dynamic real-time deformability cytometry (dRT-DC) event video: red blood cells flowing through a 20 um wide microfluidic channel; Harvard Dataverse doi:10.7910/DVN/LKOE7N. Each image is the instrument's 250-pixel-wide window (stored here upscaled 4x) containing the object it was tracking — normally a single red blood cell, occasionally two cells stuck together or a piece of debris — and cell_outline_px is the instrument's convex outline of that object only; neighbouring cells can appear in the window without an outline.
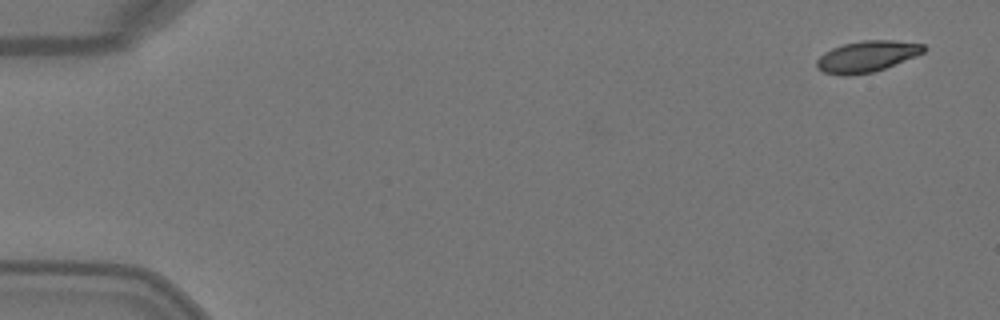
{"species": "Egyptian fruit bat (a non-hibernating species)", "species_latin": "Rousettus aegyptiacus", "temperature_condition": "warm", "stored_images_in_passage": 4, "camera_frame_rate_fps": 3000, "um_per_image_px": 0.085, "animal": {"sex": "female"}, "frame": {"image": 1, "passage_image": 1, "time_ms": 0.0, "image_size_px": [1000, 320], "cell_outline_px": [[928, 48], [924, 52], [916, 56], [884, 68], [872, 72], [824, 72], [816, 68], [816, 60], [824, 52], [832, 48], [844, 44], [864, 40], [892, 40], [924, 44]], "centroid_in_image_um": [73.75, 4.74], "position_along_channel_um": 11.3, "area_um2": 18.67}}
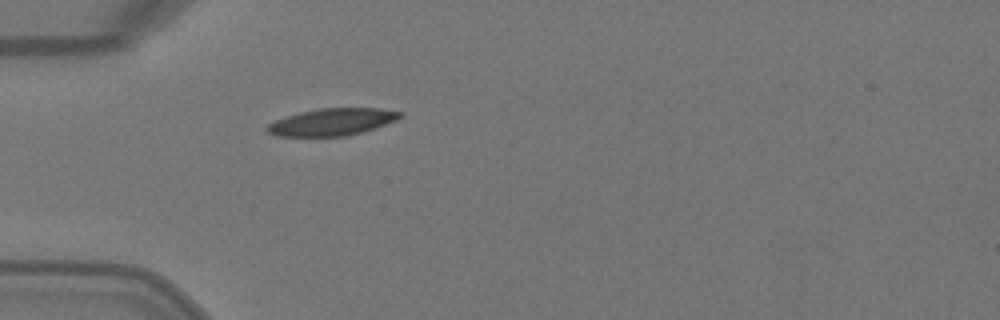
{"frame": {"image": 2, "passage_image": 4, "time_ms": 1.0, "image_size_px": [1000, 320], "cell_outline_px": [[404, 116], [396, 120], [360, 132], [344, 136], [276, 136], [268, 132], [264, 128], [268, 124], [276, 120], [300, 112], [320, 108], [380, 108], [404, 112]], "centroid_in_image_um": [28.23, 10.36], "position_along_channel_um": 56.8, "area_um2": 20.81}}